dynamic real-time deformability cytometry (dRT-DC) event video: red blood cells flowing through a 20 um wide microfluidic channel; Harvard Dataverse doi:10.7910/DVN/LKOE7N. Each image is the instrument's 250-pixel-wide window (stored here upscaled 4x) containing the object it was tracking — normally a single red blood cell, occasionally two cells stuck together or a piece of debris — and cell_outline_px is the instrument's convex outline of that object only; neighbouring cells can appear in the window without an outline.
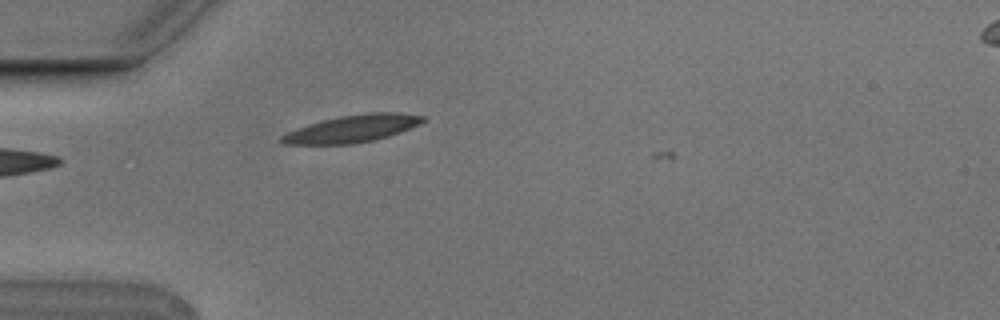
{"species": "Egyptian fruit bat (a non-hibernating species)", "species_latin": "Rousettus aegyptiacus", "temperature_condition": "cold", "stored_images_in_passage": 2, "camera_frame_rate_fps": 3000, "um_per_image_px": 0.085, "animal": {"sex": "male"}, "frame": {"image": 1, "passage_image": 1, "time_ms": 0.0, "image_size_px": [1000, 320], "cell_outline_px": [[424, 120], [400, 132], [376, 140], [352, 144], [284, 144], [280, 140], [280, 136], [296, 128], [308, 124], [340, 116], [368, 112], [396, 112], [424, 116]], "centroid_in_image_um": [29.91, 10.94], "position_along_channel_um": 55.1, "area_um2": 22.2}}